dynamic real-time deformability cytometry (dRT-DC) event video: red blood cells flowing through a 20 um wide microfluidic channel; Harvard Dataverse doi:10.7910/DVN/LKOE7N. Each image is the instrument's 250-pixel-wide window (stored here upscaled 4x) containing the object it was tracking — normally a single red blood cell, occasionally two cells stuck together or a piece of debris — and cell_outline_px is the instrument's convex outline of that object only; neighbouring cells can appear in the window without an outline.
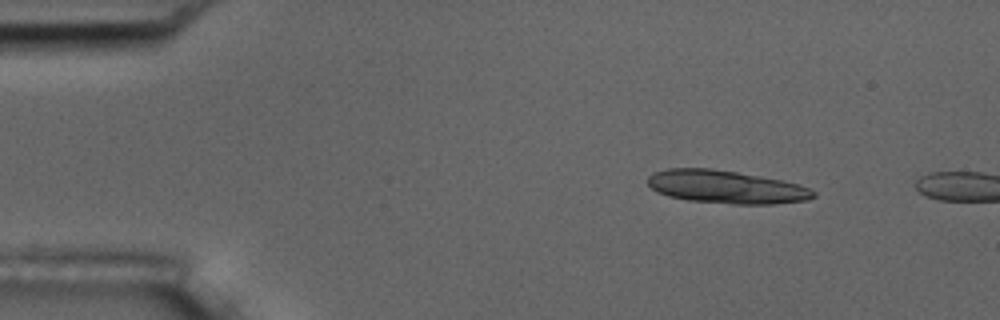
{"species": "common noctule bat (a hibernating species)", "species_latin": "Nyctalus noctula", "temperature_condition": "room temperature", "stored_images_in_passage": 3, "camera_frame_rate_fps": 3000, "um_per_image_px": 0.085, "animal": {"sex": "male", "body_mass_g": 17.5, "forearm_length_mm": 52.3}, "frame": {"image": 1, "passage_image": 2, "time_ms": 1.0, "image_size_px": [1000, 320], "cell_outline_px": [[816, 196], [808, 200], [772, 204], [732, 204], [688, 200], [668, 196], [656, 192], [648, 184], [648, 176], [652, 172], [668, 168], [712, 168], [760, 176], [800, 184], [816, 192]], "centroid_in_image_um": [61.7, 15.89], "position_along_channel_um": 23.3, "area_um2": 31.96}}